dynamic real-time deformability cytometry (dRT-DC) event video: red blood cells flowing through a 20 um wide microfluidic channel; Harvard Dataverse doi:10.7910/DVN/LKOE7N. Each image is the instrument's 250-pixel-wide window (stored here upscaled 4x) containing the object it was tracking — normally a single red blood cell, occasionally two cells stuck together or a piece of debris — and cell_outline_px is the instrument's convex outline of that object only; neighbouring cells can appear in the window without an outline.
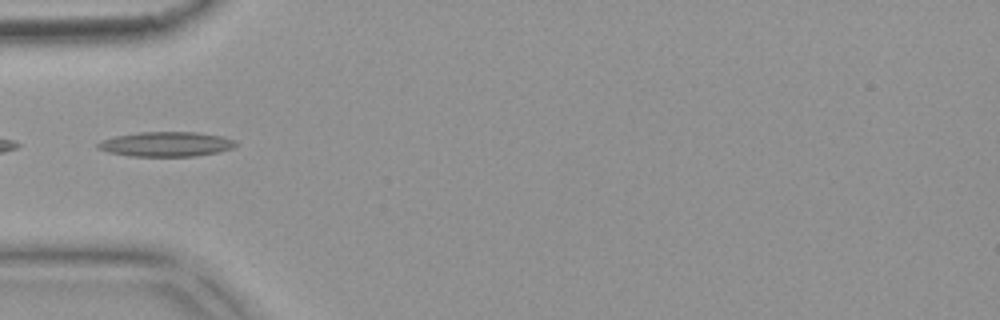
{"species": "common noctule bat (a hibernating species)", "species_latin": "Nyctalus noctula", "temperature_condition": "warm", "stored_images_in_passage": 8, "camera_frame_rate_fps": 3000, "um_per_image_px": 0.085, "animal": {"sex": "female", "body_mass_g": 18.4}, "frame": {"image": 1, "passage_image": 5, "time_ms": 1.333, "image_size_px": [1000, 320], "cell_outline_px": [[236, 144], [232, 148], [220, 152], [196, 156], [128, 156], [108, 152], [96, 148], [96, 144], [104, 140], [116, 136], [136, 132], [196, 132], [224, 136], [236, 140]], "centroid_in_image_um": [14.15, 12.25], "position_along_channel_um": 70.9, "area_um2": 20.0}}